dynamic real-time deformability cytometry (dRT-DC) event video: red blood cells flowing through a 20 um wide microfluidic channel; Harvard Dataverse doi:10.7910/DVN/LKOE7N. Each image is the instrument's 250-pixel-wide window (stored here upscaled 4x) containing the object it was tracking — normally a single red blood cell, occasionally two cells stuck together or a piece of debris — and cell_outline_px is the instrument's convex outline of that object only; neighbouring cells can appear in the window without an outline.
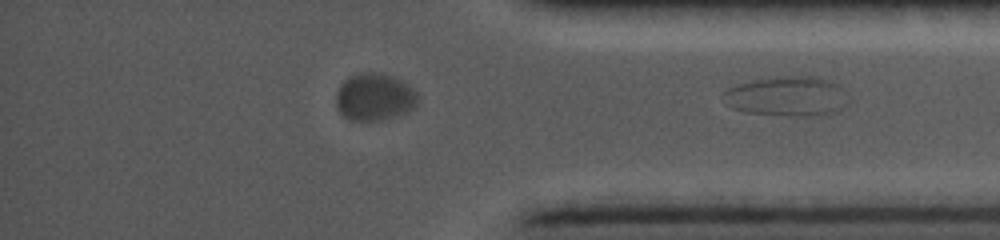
{"species": "common noctule bat (a hibernating species)", "species_latin": "Nyctalus noctula", "temperature_condition": "cold", "stored_images_in_passage": 45, "segment_of_instrument_passage": [2, 2], "camera_frame_rate_fps": 5000, "um_per_image_px": 0.085, "animal": {"sex": "female", "body_mass_g": 19.0, "forearm_length_mm": 56.7}, "frame": {"image": 1, "passage_image": 45, "time_ms": 8.8, "image_size_px": [1000, 240], "cell_outline_px": [[832, 108], [828, 116], [796, 116], [748, 112], [732, 108], [724, 92], [728, 88], [760, 76], [792, 72], [820, 76], [828, 80], [832, 84]], "centroid_in_image_um": [66.59, 8.09], "position_along_channel_um": 368.6, "area_um2": 27.57}}